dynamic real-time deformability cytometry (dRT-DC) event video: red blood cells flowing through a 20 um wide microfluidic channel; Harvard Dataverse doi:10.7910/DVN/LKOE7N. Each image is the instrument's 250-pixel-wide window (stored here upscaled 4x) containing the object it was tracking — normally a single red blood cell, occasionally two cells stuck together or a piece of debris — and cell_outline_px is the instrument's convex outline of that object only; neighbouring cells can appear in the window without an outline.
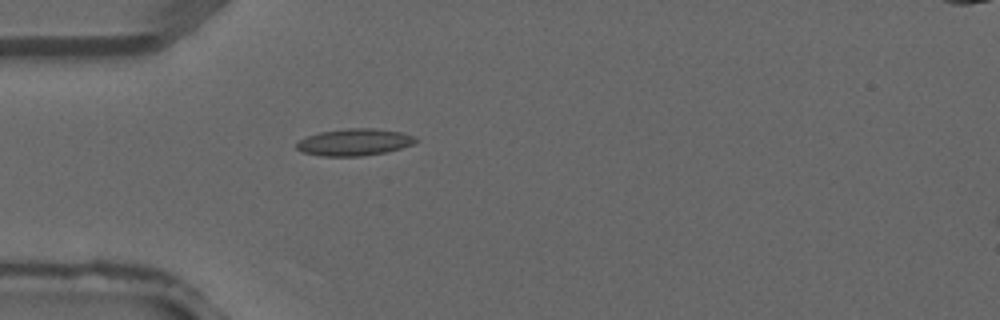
{"species": "common noctule bat (a hibernating species)", "species_latin": "Nyctalus noctula", "temperature_condition": "warm", "stored_images_in_passage": 3, "camera_frame_rate_fps": 3000, "um_per_image_px": 0.085, "animal": {"sex": "male", "forearm_length_mm": 52.5}, "frame": {"image": 1, "passage_image": 3, "time_ms": 0.667, "image_size_px": [1000, 320], "cell_outline_px": [[420, 140], [412, 144], [400, 148], [384, 152], [360, 156], [320, 156], [300, 152], [296, 148], [296, 144], [300, 140], [308, 136], [320, 132], [348, 128], [372, 128], [400, 132], [416, 136]], "centroid_in_image_um": [30.11, 12.08], "position_along_channel_um": 54.9, "area_um2": 18.61}}